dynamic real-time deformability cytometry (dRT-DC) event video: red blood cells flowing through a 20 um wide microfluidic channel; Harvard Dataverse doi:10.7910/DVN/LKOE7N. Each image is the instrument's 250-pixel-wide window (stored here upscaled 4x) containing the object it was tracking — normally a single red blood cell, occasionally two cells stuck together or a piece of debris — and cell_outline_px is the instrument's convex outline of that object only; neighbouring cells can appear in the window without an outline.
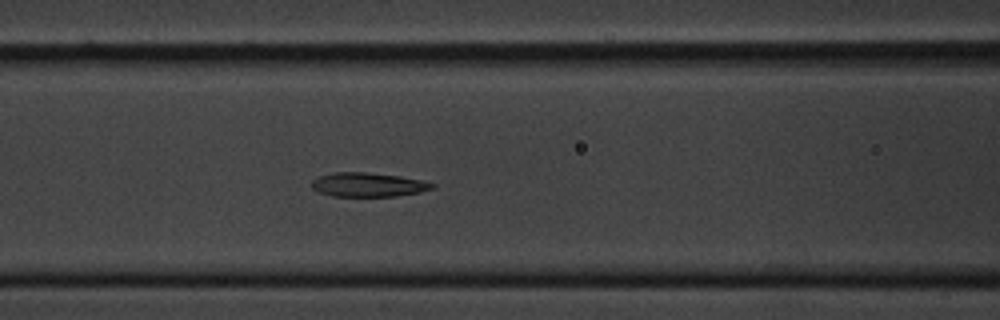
{"species": "common noctule bat (a hibernating species)", "species_latin": "Nyctalus noctula", "temperature_condition": "cold", "stored_images_in_passage": 6, "camera_frame_rate_fps": 3000, "um_per_image_px": 0.085, "animal": {"sex": "male", "body_mass_g": 20.1, "forearm_length_mm": 53.5}, "frame": {"image": 1, "passage_image": 6, "time_ms": 1.667, "image_size_px": [1000, 320], "cell_outline_px": [[436, 184], [432, 188], [420, 192], [396, 196], [332, 196], [316, 192], [312, 188], [312, 180], [320, 176], [336, 172], [364, 172], [400, 176], [420, 180]], "centroid_in_image_um": [31.25, 15.7], "position_along_channel_um": 135.3, "area_um2": 16.82}}